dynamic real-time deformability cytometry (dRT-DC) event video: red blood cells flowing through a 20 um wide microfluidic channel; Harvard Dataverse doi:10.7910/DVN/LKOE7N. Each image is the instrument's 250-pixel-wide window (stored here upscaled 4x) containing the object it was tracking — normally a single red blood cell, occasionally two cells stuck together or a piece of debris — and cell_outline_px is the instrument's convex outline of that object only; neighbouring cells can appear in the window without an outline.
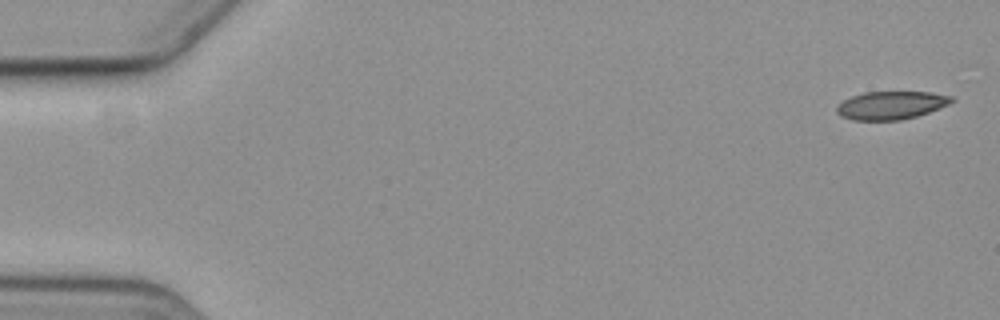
{"species": "common noctule bat (a hibernating species)", "species_latin": "Nyctalus noctula", "temperature_condition": "cold", "stored_images_in_passage": 6, "camera_frame_rate_fps": 3000, "um_per_image_px": 0.085, "animal": {"sex": "female", "body_mass_g": 19.3, "forearm_length_mm": 54.1}, "frame": {"image": 1, "passage_image": 1, "time_ms": 0.0, "image_size_px": [1000, 320], "cell_outline_px": [[956, 100], [948, 104], [928, 112], [916, 116], [900, 120], [852, 120], [840, 116], [836, 112], [836, 108], [844, 100], [852, 96], [864, 92], [932, 92], [952, 96]], "centroid_in_image_um": [75.74, 8.94], "position_along_channel_um": 9.3, "area_um2": 18.73}}
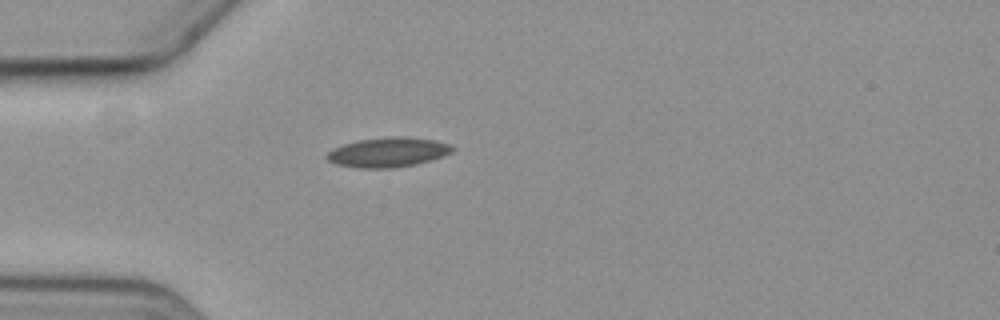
{"frame": {"image": 2, "passage_image": 4, "time_ms": 5.0, "image_size_px": [1000, 320], "cell_outline_px": [[456, 148], [452, 152], [432, 160], [416, 164], [396, 168], [360, 168], [336, 164], [328, 160], [324, 156], [332, 148], [344, 144], [360, 140], [392, 136], [404, 136], [436, 140], [448, 144]], "centroid_in_image_um": [32.99, 12.94], "position_along_channel_um": 52.0, "area_um2": 21.79}}